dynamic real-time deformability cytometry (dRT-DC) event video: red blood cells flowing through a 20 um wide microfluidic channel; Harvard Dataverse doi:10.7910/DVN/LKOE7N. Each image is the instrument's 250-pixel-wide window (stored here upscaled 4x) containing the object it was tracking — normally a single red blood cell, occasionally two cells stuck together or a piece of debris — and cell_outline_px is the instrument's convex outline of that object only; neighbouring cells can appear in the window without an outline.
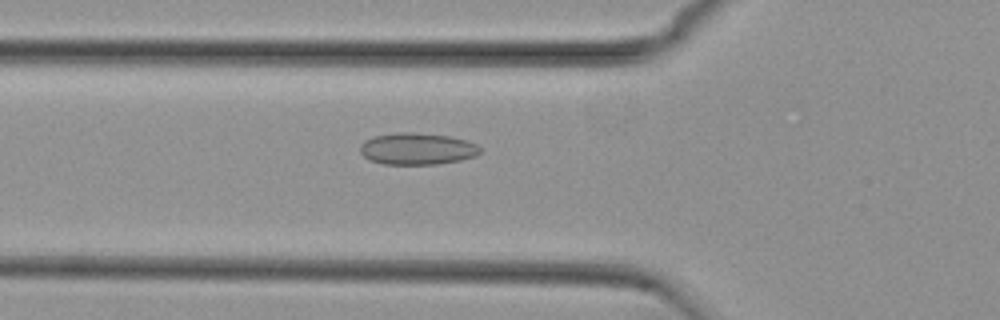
{"species": "common noctule bat (a hibernating species)", "species_latin": "Nyctalus noctula", "temperature_condition": "cold", "stored_images_in_passage": 39, "camera_frame_rate_fps": 3000, "um_per_image_px": 0.085, "animal": {"sex": "female", "body_mass_g": 29.2, "forearm_length_mm": 56.3}, "frame": {"image": 1, "passage_image": 15, "time_ms": 4.667, "image_size_px": [1000, 320], "cell_outline_px": [[480, 152], [476, 156], [460, 160], [436, 164], [384, 164], [368, 160], [360, 152], [360, 144], [364, 140], [376, 136], [400, 132], [416, 132], [448, 136], [468, 140], [476, 144], [480, 148]], "centroid_in_image_um": [35.45, 12.64], "position_along_channel_um": 90.3, "area_um2": 22.25}}
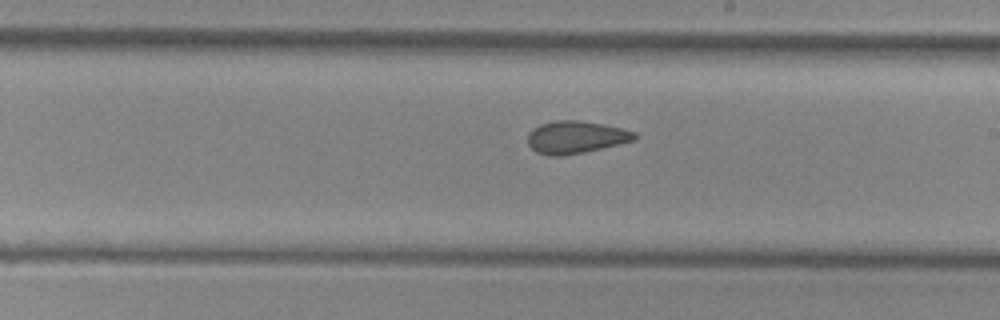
{"frame": {"image": 2, "passage_image": 27, "time_ms": 8.667, "image_size_px": [1000, 320], "cell_outline_px": [[640, 136], [636, 140], [584, 152], [564, 156], [548, 156], [536, 152], [528, 144], [528, 132], [532, 128], [540, 124], [556, 120], [580, 120], [604, 124], [636, 132]], "centroid_in_image_um": [48.94, 11.66], "position_along_channel_um": 240.1, "area_um2": 20.46}}
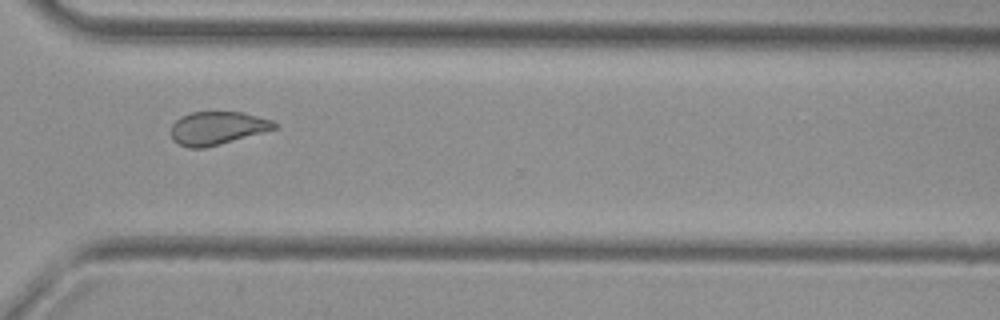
{"frame": {"image": 3, "passage_image": 36, "time_ms": 11.667, "image_size_px": [1000, 320], "cell_outline_px": [[276, 128], [220, 144], [204, 148], [188, 148], [172, 140], [172, 124], [180, 116], [192, 112], [240, 112], [272, 120], [276, 124]], "centroid_in_image_um": [18.42, 10.89], "position_along_channel_um": 352.2, "area_um2": 19.65}, "authors_computed_cell_mechanics": {"area_um2": 20.5768, "velocity_mm_per_s": 3.7285, "shape_relaxation_time_tau1_ms": null, "shape_relaxation_time_tau2_ms": 2.0095, "deformation_change_tau1": null, "deformation_change_tau2": 0.0852}}